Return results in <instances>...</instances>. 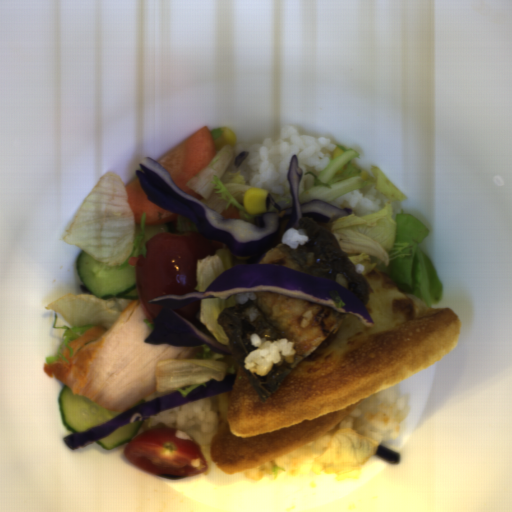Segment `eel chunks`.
<instances>
[{"label": "eel chunks", "mask_w": 512, "mask_h": 512, "mask_svg": "<svg viewBox=\"0 0 512 512\" xmlns=\"http://www.w3.org/2000/svg\"><path fill=\"white\" fill-rule=\"evenodd\" d=\"M233 295L235 306L222 309L218 322L257 395L263 399L325 343L349 314L312 300L274 292L250 291ZM254 334L269 341L286 338L294 342L296 357L293 364L277 363L263 376L245 370L244 360L255 348L251 345Z\"/></svg>", "instance_id": "1"}, {"label": "eel chunks", "mask_w": 512, "mask_h": 512, "mask_svg": "<svg viewBox=\"0 0 512 512\" xmlns=\"http://www.w3.org/2000/svg\"><path fill=\"white\" fill-rule=\"evenodd\" d=\"M298 224L307 236L305 244L291 248L282 240L257 264L281 266L334 281L351 291L363 304L371 290L363 275L364 266L353 264L342 251L332 231V221L320 223L310 217H300Z\"/></svg>", "instance_id": "2"}]
</instances>
